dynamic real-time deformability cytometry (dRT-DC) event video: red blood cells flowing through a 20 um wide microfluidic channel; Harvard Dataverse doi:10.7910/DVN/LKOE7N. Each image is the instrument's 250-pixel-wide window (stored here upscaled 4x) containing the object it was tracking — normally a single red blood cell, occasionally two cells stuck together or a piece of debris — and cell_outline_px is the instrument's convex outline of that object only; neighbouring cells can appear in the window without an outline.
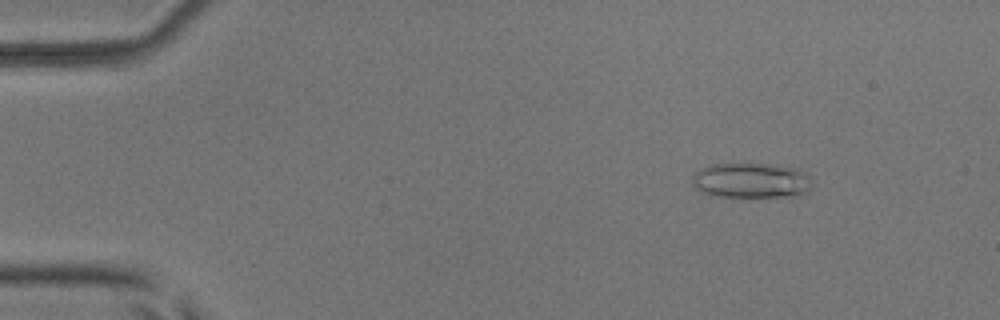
{"species": "common noctule bat (a hibernating species)", "species_latin": "Nyctalus noctula", "temperature_condition": "room temperature", "stored_images_in_passage": 53, "camera_frame_rate_fps": 3000, "um_per_image_px": 0.085, "animal": {"sex": "male", "body_mass_g": 17.9, "forearm_length_mm": 54.2}, "frame": {"image": 1, "passage_image": 7, "time_ms": 2.0, "image_size_px": [1000, 320], "cell_outline_px": [[808, 188], [804, 192], [796, 196], [712, 196], [696, 188], [692, 184], [692, 176], [700, 168], [712, 164], [780, 164], [800, 168], [808, 176]], "centroid_in_image_um": [63.81, 15.32], "position_along_channel_um": 21.2, "area_um2": 24.39}}
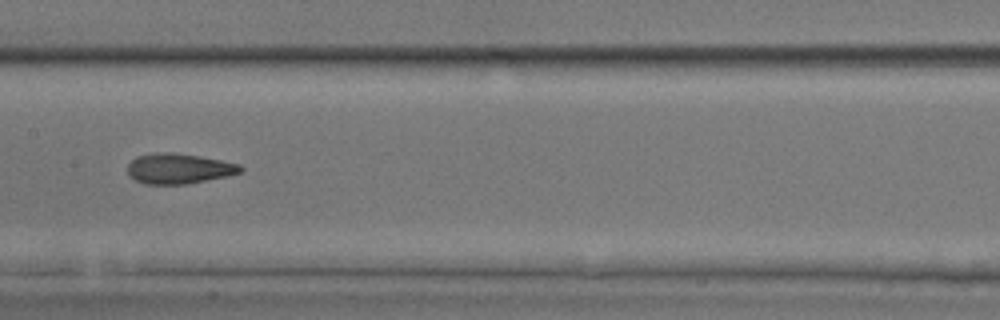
{"frame": {"image": 2, "passage_image": 27, "time_ms": 8.667, "image_size_px": [1000, 320], "cell_outline_px": [[244, 168], [240, 172], [228, 176], [188, 184], [144, 184], [128, 176], [128, 164], [136, 156], [156, 152], [172, 152], [200, 156], [240, 164]], "centroid_in_image_um": [15.19, 14.33], "position_along_channel_um": 192.2, "area_um2": 20.06}}
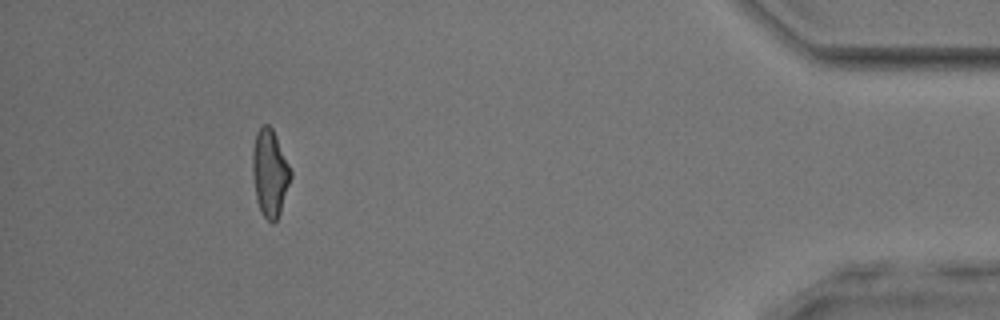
{"frame": {"image": 3, "passage_image": 48, "time_ms": 15.667, "image_size_px": [1000, 320], "cell_outline_px": [[292, 176], [280, 212], [276, 220], [272, 224], [260, 212], [256, 200], [252, 172], [252, 148], [256, 132], [264, 124], [268, 124], [272, 128], [276, 136], [292, 172]], "centroid_in_image_um": [22.92, 14.71], "position_along_channel_um": 412.3, "area_um2": 19.42}, "authors_computed_cell_mechanics": {"area_um2": 20.1144, "velocity_mm_per_s": 3.9776, "shape_relaxation_time_tau1_ms": 4.9026, "shape_relaxation_time_tau2_ms": 2.6289, "deformation_change_tau1": 0.1454, "deformation_change_tau2": 0.1134}}